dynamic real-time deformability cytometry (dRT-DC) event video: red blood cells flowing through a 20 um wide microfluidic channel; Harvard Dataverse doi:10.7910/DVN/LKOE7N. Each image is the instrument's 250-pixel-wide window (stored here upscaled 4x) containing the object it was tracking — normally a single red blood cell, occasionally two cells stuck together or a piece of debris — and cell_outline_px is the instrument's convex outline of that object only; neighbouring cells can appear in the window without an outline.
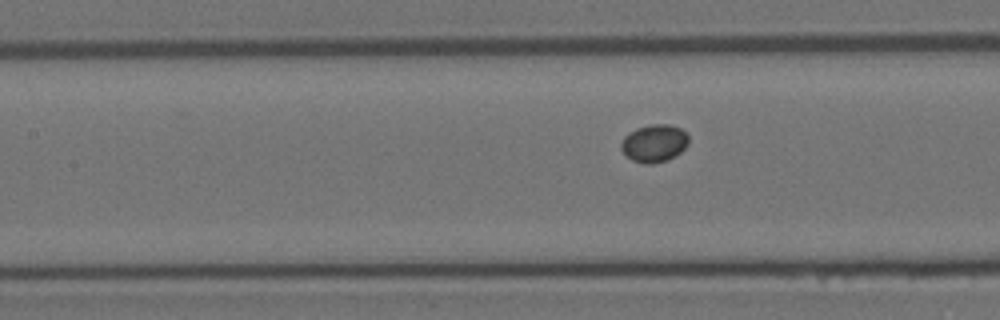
{"species": "Egyptian fruit bat (a non-hibernating species)", "species_latin": "Rousettus aegyptiacus", "temperature_condition": "room temperature", "stored_images_in_passage": 7, "segment_of_instrument_passage": [2, 2], "camera_frame_rate_fps": 3000, "um_per_image_px": 0.085, "animal": {"sex": "female"}, "frame": {"image": 1, "passage_image": 7, "time_ms": 2.0, "image_size_px": [1000, 320], "cell_outline_px": [[688, 144], [680, 152], [668, 160], [652, 164], [644, 164], [632, 160], [620, 148], [620, 144], [624, 136], [628, 132], [636, 128], [652, 124], [668, 124], [680, 128], [688, 136]], "centroid_in_image_um": [55.59, 12.17], "position_along_channel_um": 151.8, "area_um2": 14.8}}